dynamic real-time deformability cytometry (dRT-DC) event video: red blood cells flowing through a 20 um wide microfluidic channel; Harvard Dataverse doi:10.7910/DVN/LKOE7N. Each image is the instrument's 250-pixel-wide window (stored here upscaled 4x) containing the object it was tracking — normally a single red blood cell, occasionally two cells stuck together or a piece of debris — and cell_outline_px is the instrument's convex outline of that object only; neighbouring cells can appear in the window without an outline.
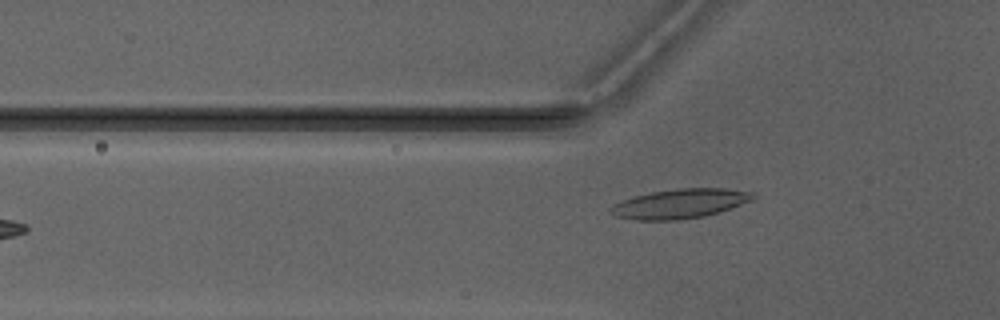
{"species": "Egyptian fruit bat (a non-hibernating species)", "species_latin": "Rousettus aegyptiacus", "temperature_condition": "warm", "stored_images_in_passage": 6, "camera_frame_rate_fps": 3000, "um_per_image_px": 0.085, "animal": {"sex": "male"}, "frame": {"image": 1, "passage_image": 6, "time_ms": 6.0, "image_size_px": [1000, 320], "cell_outline_px": [[756, 196], [752, 200], [704, 216], [676, 220], [636, 220], [616, 216], [608, 212], [608, 208], [624, 200], [636, 196], [652, 192], [680, 188], [724, 188], [752, 192]], "centroid_in_image_um": [57.77, 17.31], "position_along_channel_um": 68.0, "area_um2": 23.99}}